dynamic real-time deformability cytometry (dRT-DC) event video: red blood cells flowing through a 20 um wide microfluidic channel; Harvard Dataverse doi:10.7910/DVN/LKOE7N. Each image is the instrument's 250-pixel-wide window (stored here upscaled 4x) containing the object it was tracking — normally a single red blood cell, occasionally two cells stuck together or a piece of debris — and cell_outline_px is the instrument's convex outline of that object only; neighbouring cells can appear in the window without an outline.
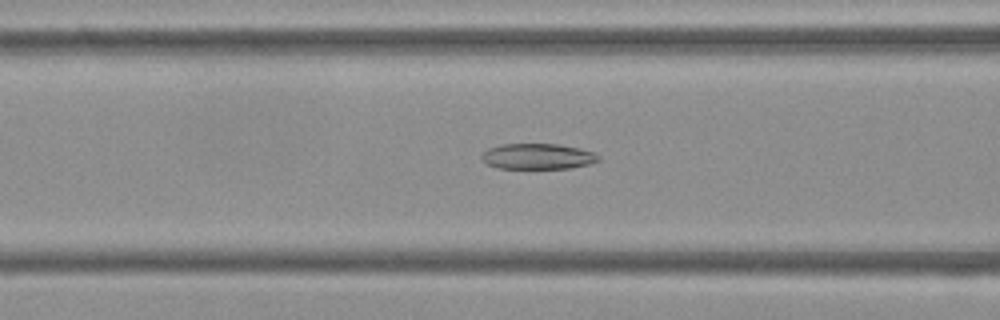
{"species": "Egyptian fruit bat (a non-hibernating species)", "species_latin": "Rousettus aegyptiacus", "temperature_condition": "cold", "stored_images_in_passage": 46, "camera_frame_rate_fps": 3000, "um_per_image_px": 0.085, "frame": {"image": 1, "passage_image": 14, "time_ms": 4.333, "image_size_px": [1000, 320], "cell_outline_px": [[600, 160], [588, 164], [572, 168], [500, 168], [488, 164], [480, 156], [488, 148], [500, 144], [556, 144], [580, 148], [596, 152], [600, 156]], "centroid_in_image_um": [45.75, 13.28], "position_along_channel_um": 120.9, "area_um2": 17.46}}
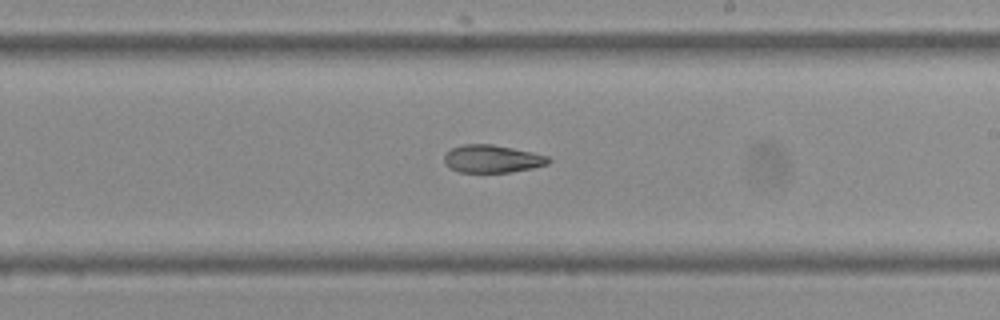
{"frame": {"image": 2, "passage_image": 24, "time_ms": 7.667, "image_size_px": [1000, 320], "cell_outline_px": [[552, 160], [548, 164], [532, 168], [508, 172], [460, 172], [448, 168], [444, 164], [444, 152], [452, 148], [464, 144], [492, 144], [532, 152], [548, 156]], "centroid_in_image_um": [41.8, 13.5], "position_along_channel_um": 247.2, "area_um2": 16.94}}
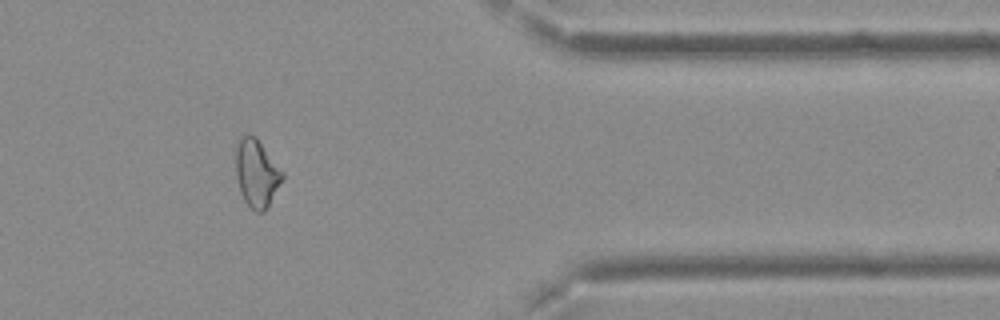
{"frame": {"image": 3, "passage_image": 37, "time_ms": 12.0, "image_size_px": [1000, 320], "cell_outline_px": [[284, 176], [264, 212], [256, 212], [244, 200], [240, 192], [236, 176], [236, 144], [244, 136], [256, 136], [284, 172]], "centroid_in_image_um": [21.81, 14.72], "position_along_channel_um": 389.6, "area_um2": 18.09}, "authors_computed_cell_mechanics": {"area_um2": 18.0914, "velocity_mm_per_s": 3.7913, "shape_relaxation_time_tau1_ms": null, "shape_relaxation_time_tau2_ms": 5.4452, "deformation_change_tau1": null, "deformation_change_tau2": 0.1265}}